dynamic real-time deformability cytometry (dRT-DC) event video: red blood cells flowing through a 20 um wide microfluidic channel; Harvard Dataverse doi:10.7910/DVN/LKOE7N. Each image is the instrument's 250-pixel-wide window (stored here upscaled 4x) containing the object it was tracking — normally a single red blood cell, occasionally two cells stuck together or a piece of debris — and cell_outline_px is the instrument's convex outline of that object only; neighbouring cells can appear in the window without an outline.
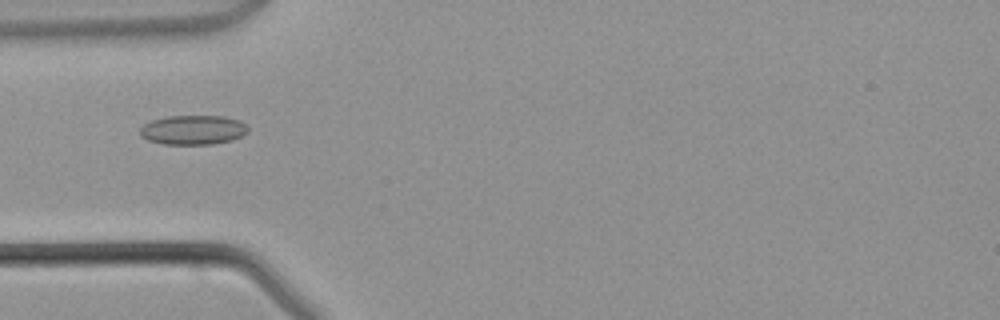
{"species": "common noctule bat (a hibernating species)", "species_latin": "Nyctalus noctula", "temperature_condition": "warm", "stored_images_in_passage": 32, "camera_frame_rate_fps": 3000, "um_per_image_px": 0.085, "animal": {"sex": "male", "body_mass_g": 21.5, "forearm_length_mm": 52.0}, "frame": {"image": 1, "passage_image": 1, "time_ms": 0.0, "image_size_px": [1000, 320], "cell_outline_px": [[248, 132], [232, 140], [212, 144], [164, 144], [148, 140], [140, 136], [140, 128], [144, 124], [152, 120], [168, 116], [224, 116], [240, 120], [248, 128]], "centroid_in_image_um": [16.4, 11.04], "position_along_channel_um": 68.6, "area_um2": 18.5}}
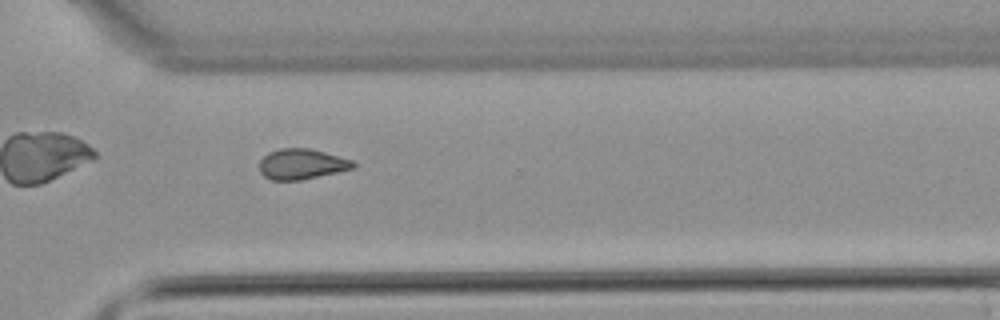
{"frame": {"image": 2, "passage_image": 19, "time_ms": 6.0, "image_size_px": [1000, 320], "cell_outline_px": [[356, 164], [352, 168], [336, 172], [300, 180], [272, 180], [264, 176], [260, 172], [260, 160], [268, 152], [280, 148], [312, 148], [352, 160]], "centroid_in_image_um": [25.62, 13.93], "position_along_channel_um": 345.0, "area_um2": 16.53}}